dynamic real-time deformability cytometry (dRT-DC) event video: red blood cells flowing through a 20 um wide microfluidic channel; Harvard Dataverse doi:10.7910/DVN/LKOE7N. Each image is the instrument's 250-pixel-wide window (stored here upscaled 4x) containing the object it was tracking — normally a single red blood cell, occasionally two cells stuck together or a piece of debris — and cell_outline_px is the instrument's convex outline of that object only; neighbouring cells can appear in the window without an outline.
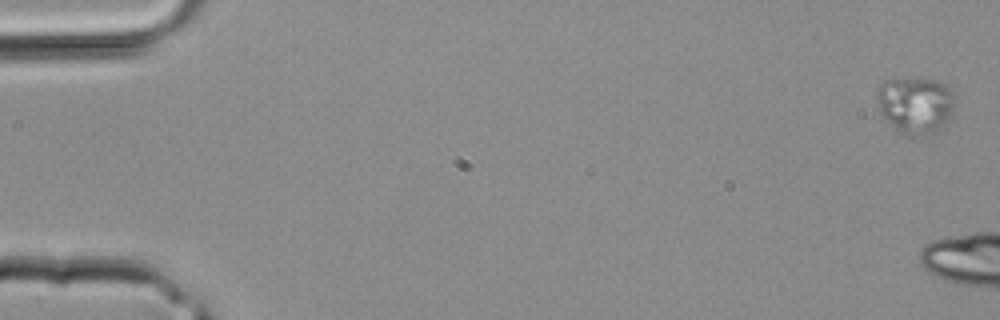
{"species": "common noctule bat (a hibernating species)", "species_latin": "Nyctalus noctula", "temperature_condition": "room temperature", "stored_images_in_passage": 5, "camera_frame_rate_fps": 3000, "um_per_image_px": 0.085, "animal": {"sex": "male", "body_mass_g": 20.4}, "frame": {"image": 1, "passage_image": 1, "time_ms": 0.0, "image_size_px": [1000, 320], "cell_outline_px": [[952, 104], [948, 120], [940, 128], [932, 132], [908, 136], [896, 128], [880, 112], [876, 96], [876, 88], [884, 80], [932, 80], [944, 84], [952, 92]], "centroid_in_image_um": [77.76, 8.91], "position_along_channel_um": 7.2, "area_um2": 24.68}}
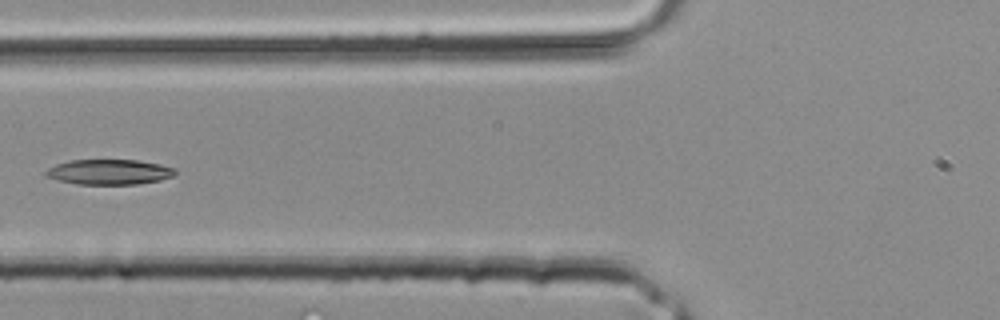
{"frame": {"image": 2, "passage_image": 5, "time_ms": 1.333, "image_size_px": [1000, 320], "cell_outline_px": [[176, 172], [172, 176], [160, 180], [136, 184], [76, 184], [44, 176], [44, 172], [48, 168], [56, 164], [68, 160], [136, 160], [160, 164], [176, 168]], "centroid_in_image_um": [9.26, 14.61], "position_along_channel_um": 116.5, "area_um2": 18.96}}